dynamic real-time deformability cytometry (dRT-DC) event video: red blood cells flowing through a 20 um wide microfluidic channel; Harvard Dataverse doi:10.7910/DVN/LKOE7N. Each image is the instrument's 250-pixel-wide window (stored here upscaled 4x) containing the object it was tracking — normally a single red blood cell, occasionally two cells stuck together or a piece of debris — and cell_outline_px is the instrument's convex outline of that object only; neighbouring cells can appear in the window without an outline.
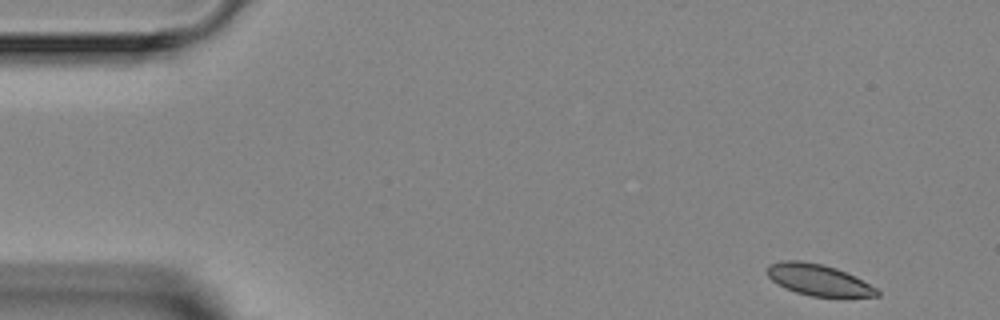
{"species": "Egyptian fruit bat (a non-hibernating species)", "species_latin": "Rousettus aegyptiacus", "temperature_condition": "room temperature", "stored_images_in_passage": 5, "camera_frame_rate_fps": 3000, "um_per_image_px": 0.085, "animal": {"sex": "female"}, "frame": {"image": 1, "passage_image": 1, "time_ms": 0.0, "image_size_px": [1000, 320], "cell_outline_px": [[880, 296], [812, 296], [796, 292], [784, 288], [772, 280], [768, 276], [768, 264], [784, 260], [800, 260], [820, 264], [836, 268], [876, 288], [880, 292]], "centroid_in_image_um": [69.51, 23.78], "position_along_channel_um": 15.5, "area_um2": 19.54}}
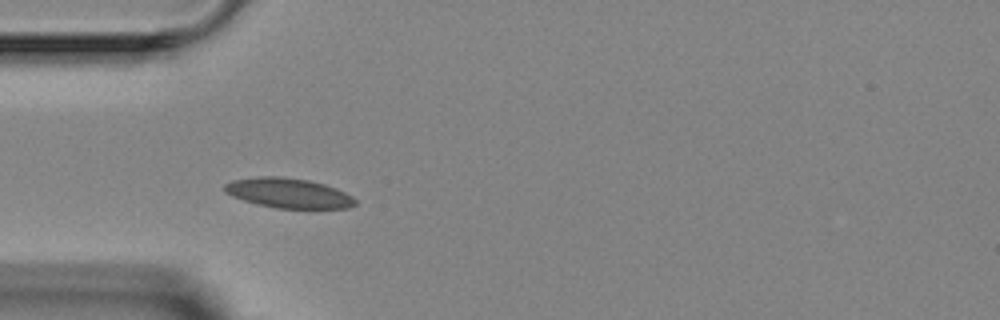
{"frame": {"image": 2, "passage_image": 4, "time_ms": 3.667, "image_size_px": [1000, 320], "cell_outline_px": [[356, 204], [348, 208], [276, 208], [256, 204], [232, 196], [224, 192], [224, 184], [232, 180], [260, 176], [280, 176], [308, 180], [324, 184], [336, 188], [352, 196], [356, 200]], "centroid_in_image_um": [24.5, 16.41], "position_along_channel_um": 60.5, "area_um2": 22.72}}
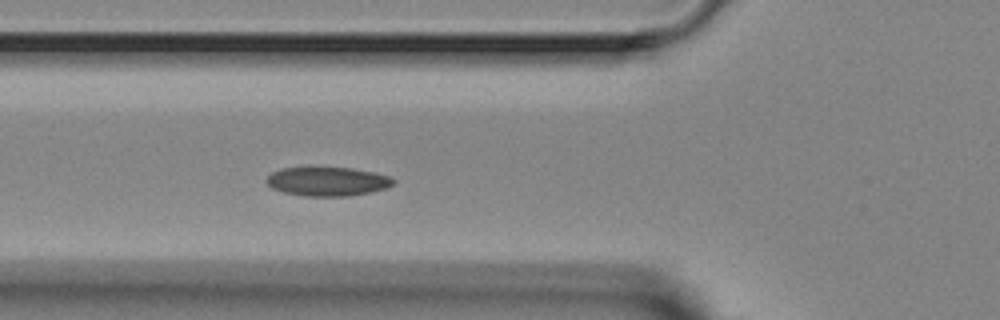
{"frame": {"image": 3, "passage_image": 5, "time_ms": 4.667, "image_size_px": [1000, 320], "cell_outline_px": [[396, 184], [388, 188], [372, 192], [348, 196], [304, 196], [284, 192], [272, 188], [264, 180], [272, 172], [280, 168], [352, 168], [372, 172], [388, 176], [396, 180]], "centroid_in_image_um": [27.86, 15.43], "position_along_channel_um": 97.9, "area_um2": 21.44}}